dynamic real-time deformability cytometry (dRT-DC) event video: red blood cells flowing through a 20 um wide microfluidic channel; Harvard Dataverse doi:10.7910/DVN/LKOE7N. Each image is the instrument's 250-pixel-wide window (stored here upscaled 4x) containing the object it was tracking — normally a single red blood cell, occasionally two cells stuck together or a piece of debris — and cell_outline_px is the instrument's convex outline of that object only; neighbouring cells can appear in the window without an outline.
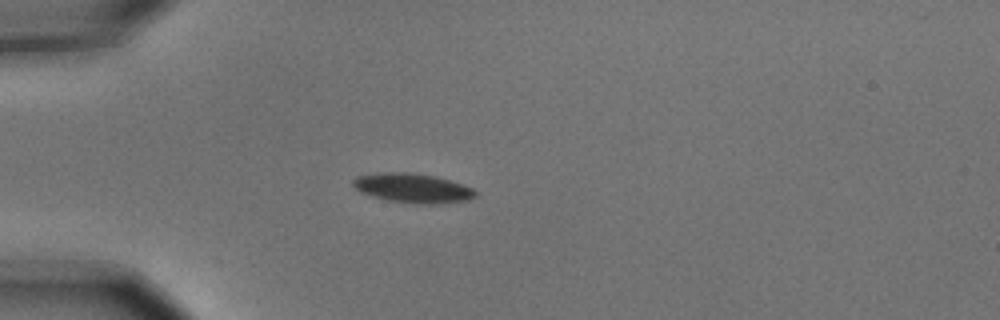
{"species": "common noctule bat (a hibernating species)", "species_latin": "Nyctalus noctula", "temperature_condition": "cold", "stored_images_in_passage": 5, "camera_frame_rate_fps": 3000, "um_per_image_px": 0.085, "animal": {"sex": "male", "body_mass_g": 15.6}, "frame": {"image": 1, "passage_image": 4, "time_ms": 1.0, "image_size_px": [1000, 320], "cell_outline_px": [[476, 196], [468, 200], [436, 204], [416, 204], [388, 200], [372, 196], [360, 192], [352, 184], [352, 180], [356, 176], [384, 172], [412, 172], [436, 176], [472, 188], [476, 192]], "centroid_in_image_um": [35.06, 15.98], "position_along_channel_um": 49.9, "area_um2": 20.92}}